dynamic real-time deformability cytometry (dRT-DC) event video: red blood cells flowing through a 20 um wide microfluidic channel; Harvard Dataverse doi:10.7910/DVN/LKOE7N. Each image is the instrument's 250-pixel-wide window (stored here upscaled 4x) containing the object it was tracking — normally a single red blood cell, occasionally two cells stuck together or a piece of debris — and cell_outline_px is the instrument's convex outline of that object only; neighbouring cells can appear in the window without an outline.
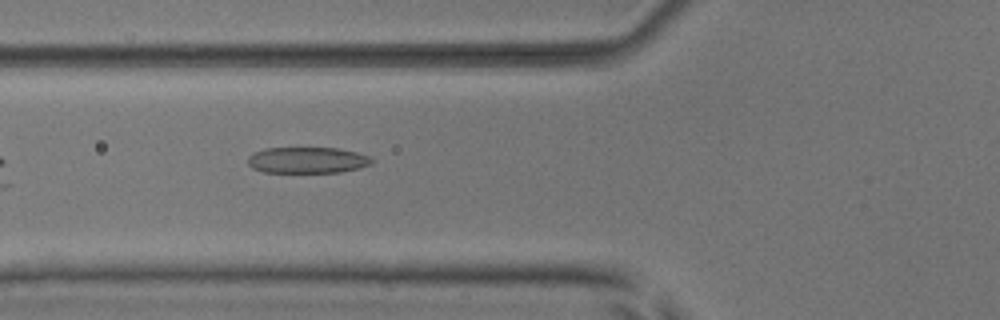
{"species": "common noctule bat (a hibernating species)", "species_latin": "Nyctalus noctula", "temperature_condition": "room temperature", "stored_images_in_passage": 6, "camera_frame_rate_fps": 3000, "um_per_image_px": 0.085, "animal": {"sex": "male", "body_mass_g": 17.9, "forearm_length_mm": 54.2}, "frame": {"image": 1, "passage_image": 6, "time_ms": 5.667, "image_size_px": [1000, 320], "cell_outline_px": [[372, 164], [360, 168], [340, 172], [264, 172], [252, 168], [248, 164], [248, 156], [252, 152], [264, 148], [336, 148], [356, 152], [368, 156], [372, 160]], "centroid_in_image_um": [26.09, 13.61], "position_along_channel_um": 99.7, "area_um2": 18.9}}